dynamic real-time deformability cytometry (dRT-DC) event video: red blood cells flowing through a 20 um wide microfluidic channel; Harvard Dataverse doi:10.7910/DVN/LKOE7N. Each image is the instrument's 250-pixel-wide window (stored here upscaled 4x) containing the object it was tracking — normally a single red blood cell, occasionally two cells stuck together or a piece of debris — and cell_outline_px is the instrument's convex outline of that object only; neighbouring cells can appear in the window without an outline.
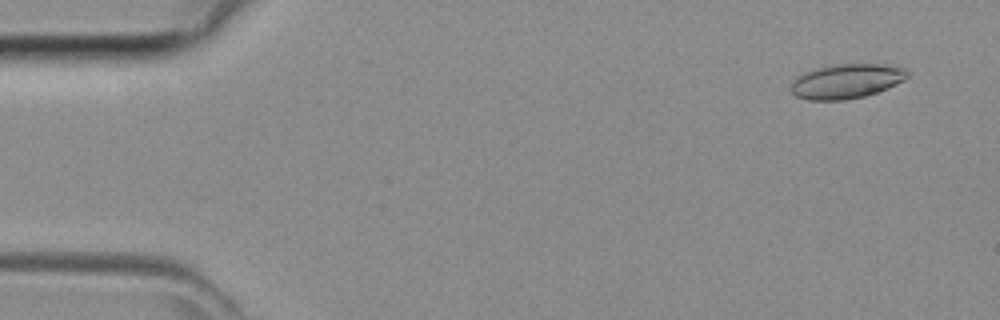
{"species": "common noctule bat (a hibernating species)", "species_latin": "Nyctalus noctula", "temperature_condition": "room temperature", "stored_images_in_passage": 7, "camera_frame_rate_fps": 3000, "um_per_image_px": 0.085, "animal": {"sex": "female", "body_mass_g": 29.2, "forearm_length_mm": 56.3}, "frame": {"image": 1, "passage_image": 3, "time_ms": 0.667, "image_size_px": [1000, 320], "cell_outline_px": [[908, 76], [904, 80], [888, 88], [864, 96], [844, 100], [808, 100], [796, 96], [792, 92], [792, 84], [796, 76], [820, 68], [840, 64], [880, 64], [904, 68], [908, 72]], "centroid_in_image_um": [71.97, 6.91], "position_along_channel_um": 13.0, "area_um2": 23.0}}